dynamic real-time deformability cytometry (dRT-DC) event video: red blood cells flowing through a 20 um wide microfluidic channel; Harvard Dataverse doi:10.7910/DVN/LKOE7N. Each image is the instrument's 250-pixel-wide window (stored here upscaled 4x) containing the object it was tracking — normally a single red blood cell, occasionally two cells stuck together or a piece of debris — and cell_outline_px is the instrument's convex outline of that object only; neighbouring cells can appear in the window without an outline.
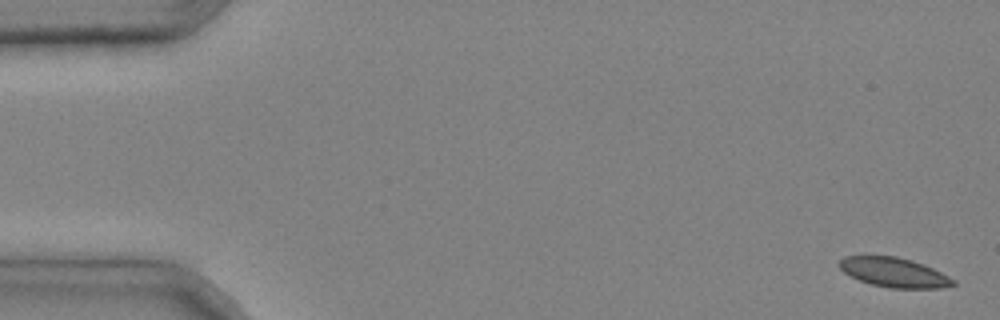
{"species": "common noctule bat (a hibernating species)", "species_latin": "Nyctalus noctula", "temperature_condition": "cold", "stored_images_in_passage": 6, "camera_frame_rate_fps": 3000, "um_per_image_px": 0.085, "animal": {"sex": "male", "body_mass_g": 20.4}, "frame": {"image": 1, "passage_image": 1, "time_ms": 0.0, "image_size_px": [1000, 320], "cell_outline_px": [[956, 284], [940, 288], [888, 288], [872, 284], [860, 280], [844, 272], [836, 264], [844, 256], [896, 256], [912, 260], [924, 264], [956, 280]], "centroid_in_image_um": [75.99, 23.15], "position_along_channel_um": 9.0, "area_um2": 19.54}}
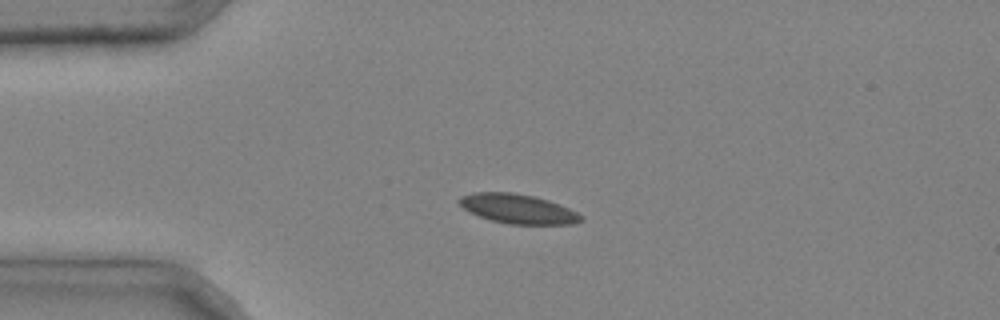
{"frame": {"image": 2, "passage_image": 3, "time_ms": 0.667, "image_size_px": [1000, 320], "cell_outline_px": [[584, 220], [576, 224], [508, 224], [492, 220], [468, 212], [456, 200], [460, 196], [472, 192], [512, 192], [536, 196], [560, 204], [584, 216]], "centroid_in_image_um": [44.03, 17.74], "position_along_channel_um": 41.0, "area_um2": 21.1}}
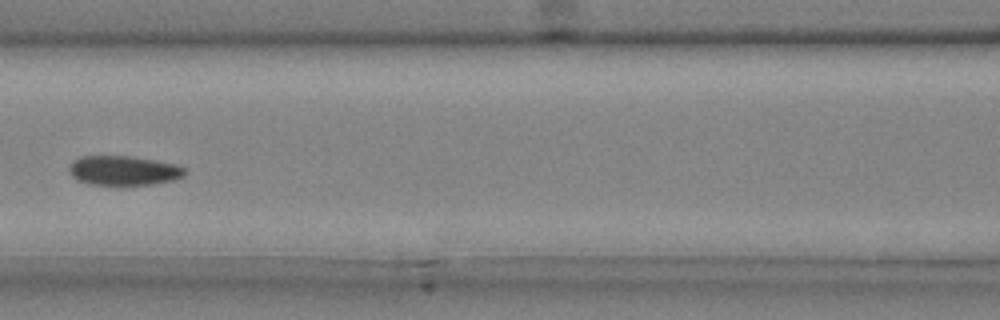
{"frame": {"image": 3, "passage_image": 6, "time_ms": 1.667, "image_size_px": [1000, 320], "cell_outline_px": [[188, 172], [184, 176], [172, 180], [152, 184], [120, 188], [88, 184], [76, 180], [72, 176], [68, 168], [72, 160], [80, 156], [128, 156], [176, 164], [184, 168]], "centroid_in_image_um": [10.46, 14.54], "position_along_channel_um": 156.1, "area_um2": 20.69}}